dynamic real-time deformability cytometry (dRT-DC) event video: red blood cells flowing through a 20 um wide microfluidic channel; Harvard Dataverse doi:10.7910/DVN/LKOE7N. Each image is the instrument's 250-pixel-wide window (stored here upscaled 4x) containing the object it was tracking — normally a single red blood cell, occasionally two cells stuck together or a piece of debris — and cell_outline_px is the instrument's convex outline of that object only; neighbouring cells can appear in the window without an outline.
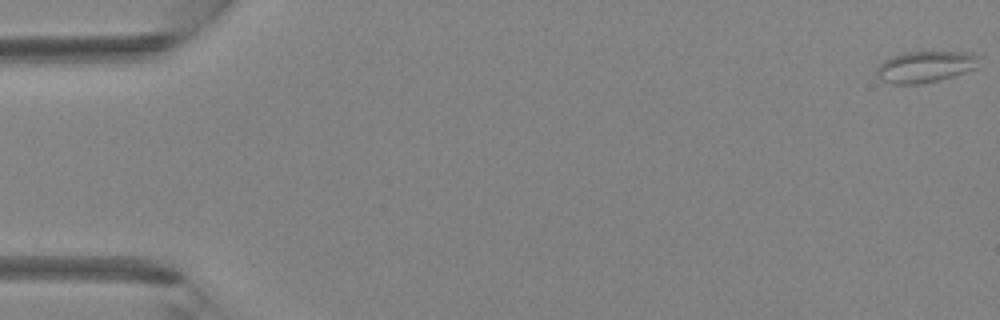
{"species": "Egyptian fruit bat (a non-hibernating species)", "species_latin": "Rousettus aegyptiacus", "temperature_condition": "room temperature", "stored_images_in_passage": 42, "camera_frame_rate_fps": 3000, "um_per_image_px": 0.085, "animal": {"sex": "female"}, "frame": {"image": 1, "passage_image": 1, "time_ms": 0.0, "image_size_px": [1000, 320], "cell_outline_px": [[980, 68], [952, 76], [920, 84], [892, 84], [880, 80], [876, 76], [876, 68], [884, 60], [892, 56], [904, 52], [968, 52], [980, 56]], "centroid_in_image_um": [78.67, 5.67], "position_along_channel_um": 6.3, "area_um2": 18.96}}
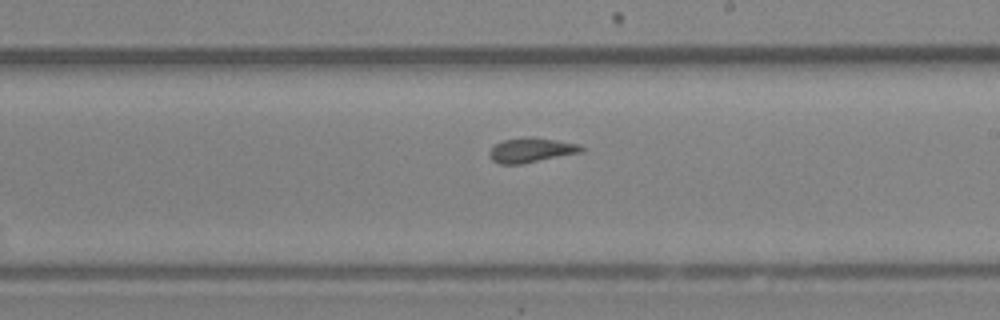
{"frame": {"image": 2, "passage_image": 25, "time_ms": 8.0, "image_size_px": [1000, 320], "cell_outline_px": [[584, 152], [520, 164], [500, 164], [492, 160], [488, 156], [488, 152], [496, 144], [504, 140], [528, 136], [532, 136], [580, 144], [584, 148]], "centroid_in_image_um": [45.17, 12.75], "position_along_channel_um": 243.8, "area_um2": 13.29}}
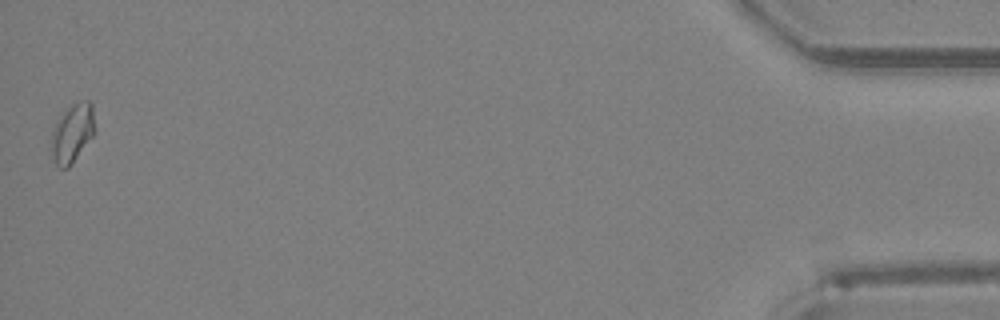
{"frame": {"image": 3, "passage_image": 42, "time_ms": 13.667, "image_size_px": [1000, 320], "cell_outline_px": [[96, 128], [92, 136], [72, 164], [68, 168], [60, 168], [56, 164], [52, 156], [52, 132], [60, 116], [72, 104], [80, 100], [88, 100], [92, 104]], "centroid_in_image_um": [6.18, 11.3], "position_along_channel_um": 429.0, "area_um2": 14.74}}